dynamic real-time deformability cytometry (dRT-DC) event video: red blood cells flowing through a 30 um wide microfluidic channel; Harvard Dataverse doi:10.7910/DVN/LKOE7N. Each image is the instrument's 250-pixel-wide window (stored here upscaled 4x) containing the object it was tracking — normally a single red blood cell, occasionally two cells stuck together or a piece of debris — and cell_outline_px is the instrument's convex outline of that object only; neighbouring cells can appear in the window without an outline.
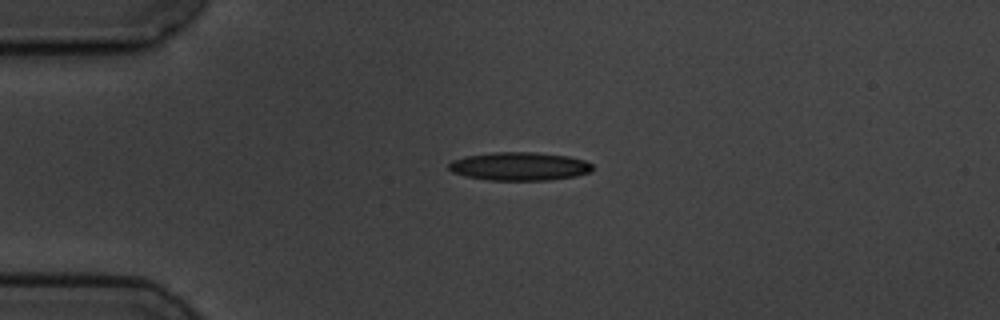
{"species": "common noctule bat (a hibernating species)", "species_latin": "Nyctalus noctula", "temperature_condition": "cold", "stored_images_in_passage": 2, "camera_frame_rate_fps": 3000, "um_per_image_px": 0.085, "animal": {"sex": "male", "body_mass_g": 19.5, "forearm_length_mm": 54.6}, "frame": {"image": 1, "passage_image": 1, "time_ms": 0.0, "image_size_px": [1000, 320], "cell_outline_px": [[592, 172], [576, 176], [548, 180], [488, 180], [464, 176], [452, 172], [448, 168], [448, 164], [452, 160], [464, 156], [496, 152], [536, 152], [568, 156], [584, 160], [592, 164]], "centroid_in_image_um": [44.14, 14.14], "position_along_channel_um": 40.9, "area_um2": 23.87}}